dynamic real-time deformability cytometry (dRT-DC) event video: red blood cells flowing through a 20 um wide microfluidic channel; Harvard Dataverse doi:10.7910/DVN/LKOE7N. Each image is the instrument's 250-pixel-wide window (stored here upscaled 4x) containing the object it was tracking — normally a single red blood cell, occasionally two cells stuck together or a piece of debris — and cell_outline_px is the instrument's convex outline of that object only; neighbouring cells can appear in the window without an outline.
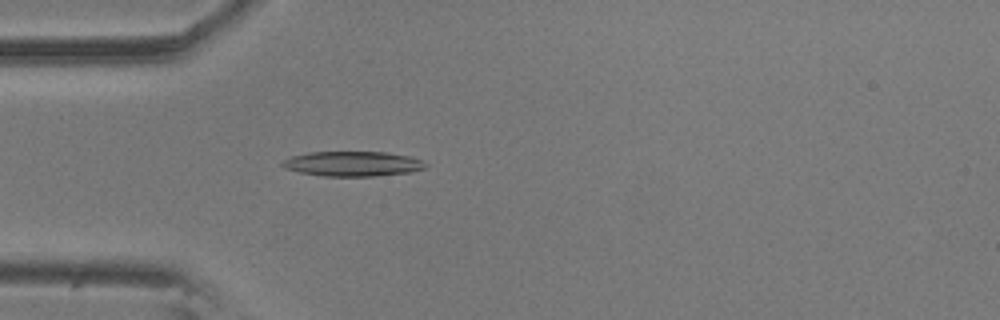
{"species": "common noctule bat (a hibernating species)", "species_latin": "Nyctalus noctula", "temperature_condition": "room temperature", "stored_images_in_passage": 54, "camera_frame_rate_fps": 3000, "um_per_image_px": 0.085, "animal": {"sex": "male", "body_mass_g": 20.5, "forearm_length_mm": 52.5}, "frame": {"image": 1, "passage_image": 14, "time_ms": 4.333, "image_size_px": [1000, 320], "cell_outline_px": [[428, 164], [424, 168], [412, 172], [372, 176], [324, 176], [300, 172], [284, 168], [280, 164], [284, 160], [292, 156], [308, 152], [388, 152], [408, 156], [420, 160]], "centroid_in_image_um": [29.97, 13.92], "position_along_channel_um": 55.0, "area_um2": 20.69}}
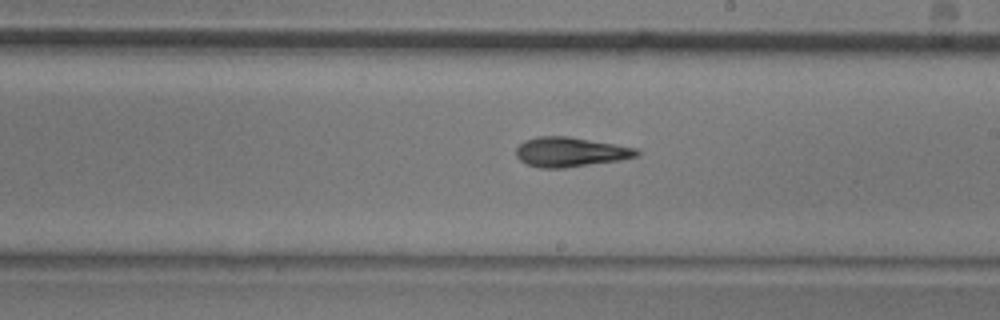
{"frame": {"image": 2, "passage_image": 30, "time_ms": 9.667, "image_size_px": [1000, 320], "cell_outline_px": [[640, 152], [636, 156], [620, 160], [564, 168], [540, 168], [528, 164], [520, 160], [516, 156], [516, 148], [524, 140], [536, 136], [568, 136], [636, 148]], "centroid_in_image_um": [48.44, 12.92], "position_along_channel_um": 240.6, "area_um2": 20.69}}
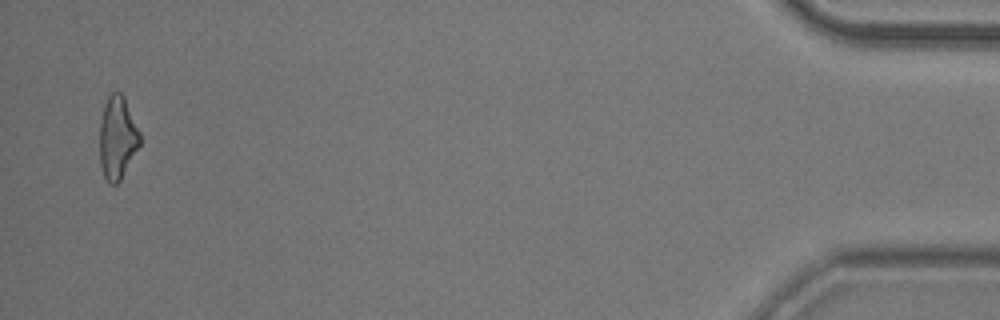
{"frame": {"image": 3, "passage_image": 53, "time_ms": 17.333, "image_size_px": [1000, 320], "cell_outline_px": [[140, 144], [120, 180], [116, 184], [112, 184], [104, 176], [100, 164], [100, 120], [104, 104], [108, 96], [112, 92], [120, 92], [124, 96], [140, 132]], "centroid_in_image_um": [9.97, 11.67], "position_along_channel_um": 425.2, "area_um2": 19.25}, "authors_computed_cell_mechanics": {"area_um2": 20.23, "velocity_mm_per_s": 3.5573, "shape_relaxation_time_tau1_ms": 4.6565, "shape_relaxation_time_tau2_ms": 5.1191, "deformation_change_tau1": 0.1624, "deformation_change_tau2": 0.1572}}